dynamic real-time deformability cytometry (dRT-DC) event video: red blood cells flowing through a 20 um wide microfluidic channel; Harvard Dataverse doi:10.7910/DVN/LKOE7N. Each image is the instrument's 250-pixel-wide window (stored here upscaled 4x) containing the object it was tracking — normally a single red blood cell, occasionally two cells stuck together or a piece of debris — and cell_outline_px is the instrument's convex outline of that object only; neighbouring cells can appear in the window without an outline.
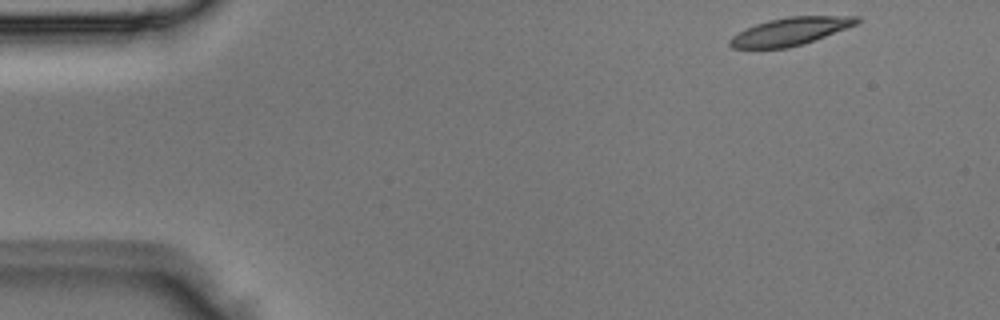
{"species": "Egyptian fruit bat (a non-hibernating species)", "species_latin": "Rousettus aegyptiacus", "temperature_condition": "room temperature", "stored_images_in_passage": 4, "segment_of_instrument_passage": [1, 2], "camera_frame_rate_fps": 3000, "um_per_image_px": 0.085, "animal": {"sex": "male"}, "frame": {"image": 1, "passage_image": 1, "time_ms": 0.0, "image_size_px": [1000, 320], "cell_outline_px": [[860, 20], [856, 24], [824, 36], [788, 48], [732, 48], [728, 44], [728, 40], [732, 36], [756, 24], [768, 20], [788, 16], [860, 16]], "centroid_in_image_um": [67.14, 2.66], "position_along_channel_um": 17.9, "area_um2": 20.11}}